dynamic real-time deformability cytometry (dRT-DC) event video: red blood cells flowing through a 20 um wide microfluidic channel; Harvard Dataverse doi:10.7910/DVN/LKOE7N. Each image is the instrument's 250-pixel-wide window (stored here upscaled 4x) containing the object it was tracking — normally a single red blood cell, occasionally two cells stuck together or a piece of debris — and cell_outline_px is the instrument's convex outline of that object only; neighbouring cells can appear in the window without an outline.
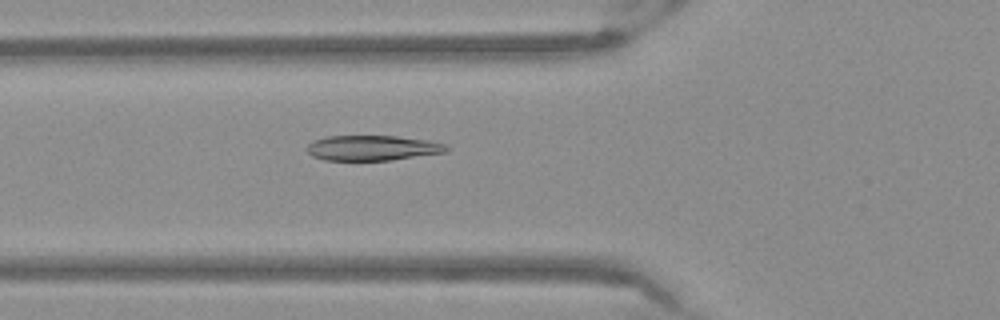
{"species": "Egyptian fruit bat (a non-hibernating species)", "species_latin": "Rousettus aegyptiacus", "temperature_condition": "warm", "stored_images_in_passage": 52, "camera_frame_rate_fps": 3000, "um_per_image_px": 0.085, "frame": {"image": 1, "passage_image": 19, "time_ms": 6.0, "image_size_px": [1000, 320], "cell_outline_px": [[452, 148], [448, 152], [388, 160], [324, 160], [312, 156], [308, 152], [308, 144], [312, 140], [328, 136], [396, 136], [428, 140], [448, 144]], "centroid_in_image_um": [31.71, 12.57], "position_along_channel_um": 94.1, "area_um2": 20.58}}
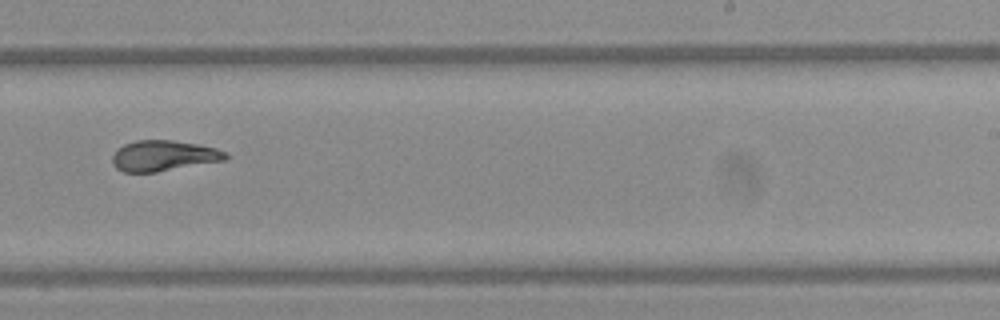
{"frame": {"image": 2, "passage_image": 33, "time_ms": 10.667, "image_size_px": [1000, 320], "cell_outline_px": [[228, 160], [156, 172], [124, 172], [116, 168], [112, 164], [112, 156], [124, 144], [136, 140], [172, 140], [200, 144], [216, 148], [228, 152]], "centroid_in_image_um": [13.96, 13.24], "position_along_channel_um": 275.0, "area_um2": 20.4}}
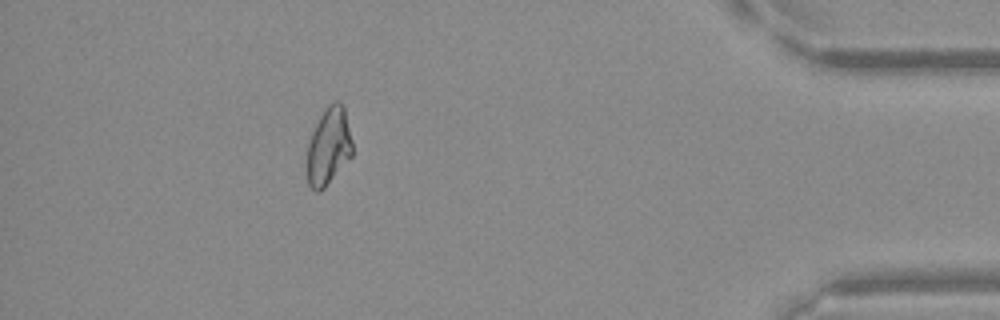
{"frame": {"image": 3, "passage_image": 47, "time_ms": 15.333, "image_size_px": [1000, 320], "cell_outline_px": [[352, 156], [324, 188], [320, 192], [316, 192], [308, 184], [308, 144], [312, 132], [320, 116], [328, 104], [332, 100], [340, 100], [344, 104], [352, 140]], "centroid_in_image_um": [27.96, 12.39], "position_along_channel_um": 407.2, "area_um2": 20.46}}